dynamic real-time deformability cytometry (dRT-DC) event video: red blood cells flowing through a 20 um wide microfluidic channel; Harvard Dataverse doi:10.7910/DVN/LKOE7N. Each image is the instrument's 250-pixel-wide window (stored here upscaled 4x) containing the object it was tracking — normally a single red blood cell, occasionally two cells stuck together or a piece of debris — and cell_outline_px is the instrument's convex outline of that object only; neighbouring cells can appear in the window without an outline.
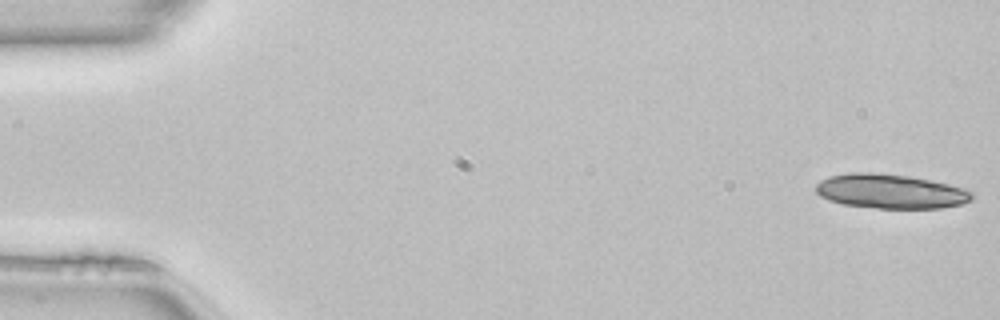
{"species": "common noctule bat (a hibernating species)", "species_latin": "Nyctalus noctula", "temperature_condition": "room temperature", "stored_images_in_passage": 19, "segment_of_instrument_passage": [1, 2], "camera_frame_rate_fps": 3000, "um_per_image_px": 0.085, "animal": {"sex": "female", "body_mass_g": 22.7, "forearm_length_mm": 54.2}, "frame": {"image": 1, "passage_image": 1, "time_ms": 0.0, "image_size_px": [1000, 320], "cell_outline_px": [[972, 200], [960, 204], [940, 208], [876, 208], [844, 204], [828, 200], [820, 196], [816, 192], [816, 184], [820, 180], [828, 176], [848, 172], [872, 172], [908, 176], [948, 184], [964, 188], [972, 192]], "centroid_in_image_um": [75.65, 16.25], "position_along_channel_um": 9.4, "area_um2": 31.21}}